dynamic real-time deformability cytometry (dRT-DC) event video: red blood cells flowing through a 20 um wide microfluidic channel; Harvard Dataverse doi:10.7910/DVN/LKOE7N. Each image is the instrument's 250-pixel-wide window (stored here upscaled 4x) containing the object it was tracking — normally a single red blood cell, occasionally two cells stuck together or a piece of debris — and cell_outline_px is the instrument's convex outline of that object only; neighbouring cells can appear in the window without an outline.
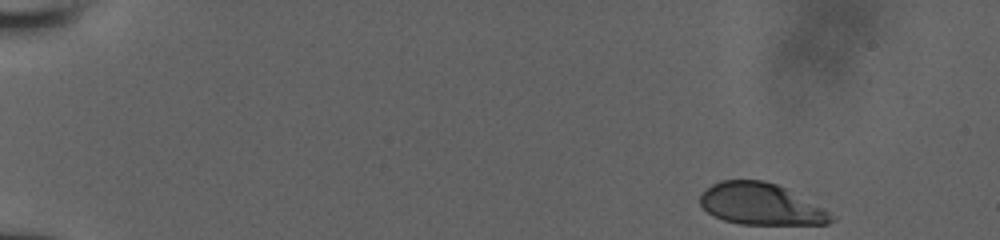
{"species": "human", "species_latin": "Homo sapiens", "temperature_condition": "room temperature", "stored_images_in_passage": 31, "camera_frame_rate_fps": 3000, "um_per_image_px": 0.085, "donor": {"sex": "male"}, "frame": {"image": 1, "passage_image": 1, "time_ms": 0.0, "image_size_px": [1000, 240], "cell_outline_px": [[836, 220], [828, 224], [740, 224], [724, 220], [708, 212], [700, 204], [700, 196], [712, 184], [720, 180], [764, 180], [776, 184], [824, 208], [836, 216]], "centroid_in_image_um": [64.71, 17.36], "position_along_channel_um": 20.3, "area_um2": 31.56}}
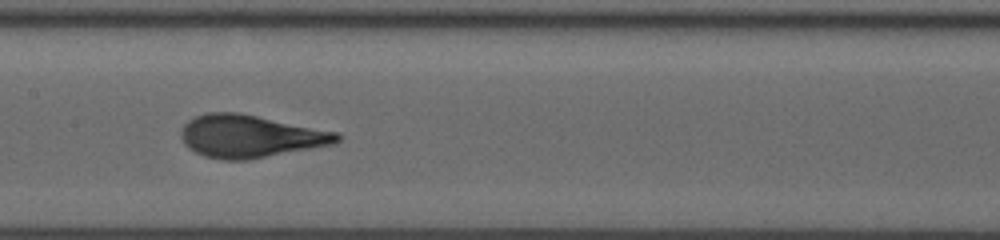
{"frame": {"image": 2, "passage_image": 19, "time_ms": 7.667, "image_size_px": [1000, 240], "cell_outline_px": [[344, 136], [336, 144], [248, 160], [224, 160], [204, 156], [188, 148], [184, 144], [180, 136], [180, 132], [184, 124], [188, 120], [196, 116], [208, 112], [240, 112], [340, 132]], "centroid_in_image_um": [21.31, 11.57], "position_along_channel_um": 186.1, "area_um2": 39.3}}
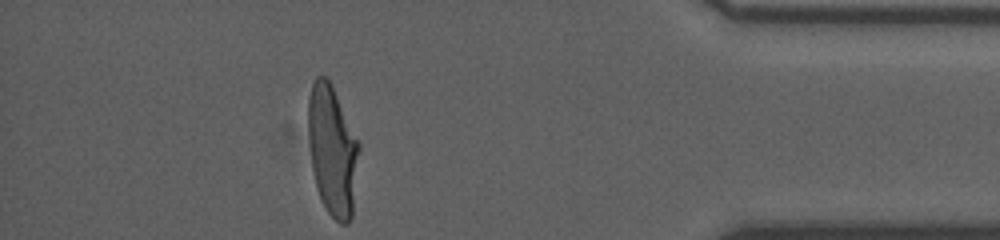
{"frame": {"image": 3, "passage_image": 31, "time_ms": 14.0, "image_size_px": [1000, 240], "cell_outline_px": [[360, 148], [352, 216], [348, 224], [340, 224], [328, 212], [320, 200], [316, 188], [312, 168], [308, 136], [308, 100], [312, 84], [316, 76], [324, 76], [332, 84], [360, 144]], "centroid_in_image_um": [28.26, 12.8], "position_along_channel_um": 406.9, "area_um2": 38.73}}